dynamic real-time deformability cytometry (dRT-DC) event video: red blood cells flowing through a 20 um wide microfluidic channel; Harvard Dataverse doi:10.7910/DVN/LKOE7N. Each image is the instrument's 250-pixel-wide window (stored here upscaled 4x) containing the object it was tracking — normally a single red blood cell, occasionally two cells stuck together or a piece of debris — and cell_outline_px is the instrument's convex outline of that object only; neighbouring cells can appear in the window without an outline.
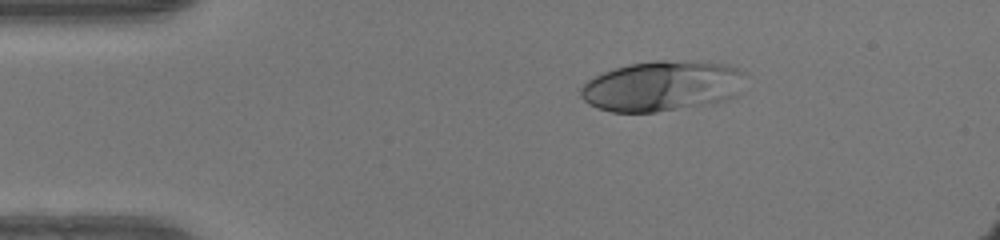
{"species": "human", "species_latin": "Homo sapiens", "temperature_condition": "warm", "stored_images_in_passage": 42, "camera_frame_rate_fps": 3000, "um_per_image_px": 0.085, "donor": {"sex": "female"}, "frame": {"image": 1, "passage_image": 1, "time_ms": 0.0, "image_size_px": [1000, 240], "cell_outline_px": [[748, 72], [736, 96], [728, 100], [716, 104], [656, 112], [612, 112], [588, 104], [580, 96], [580, 88], [588, 80], [604, 72], [628, 64], [656, 60], [692, 60], [724, 64]], "centroid_in_image_um": [56.34, 7.31], "position_along_channel_um": 28.7, "area_um2": 49.01}}
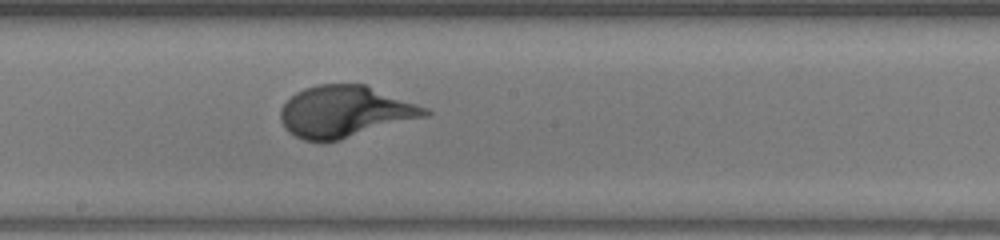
{"frame": {"image": 2, "passage_image": 19, "time_ms": 6.0, "image_size_px": [1000, 240], "cell_outline_px": [[432, 112], [428, 116], [340, 140], [324, 144], [304, 140], [288, 132], [284, 128], [280, 120], [280, 108], [296, 92], [304, 88], [316, 84], [364, 84], [428, 108]], "centroid_in_image_um": [29.3, 9.51], "position_along_channel_um": 218.9, "area_um2": 43.75}}
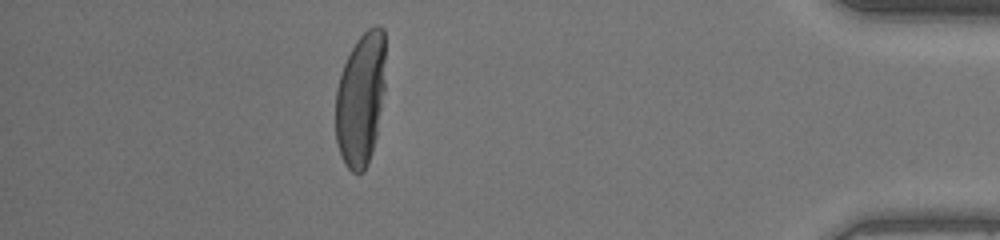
{"frame": {"image": 3, "passage_image": 36, "time_ms": 11.667, "image_size_px": [1000, 240], "cell_outline_px": [[384, 88], [376, 136], [368, 164], [364, 172], [352, 172], [344, 164], [336, 140], [336, 88], [344, 64], [356, 40], [368, 28], [376, 24], [380, 24], [384, 28]], "centroid_in_image_um": [30.65, 8.41], "position_along_channel_um": 404.5, "area_um2": 38.61}}